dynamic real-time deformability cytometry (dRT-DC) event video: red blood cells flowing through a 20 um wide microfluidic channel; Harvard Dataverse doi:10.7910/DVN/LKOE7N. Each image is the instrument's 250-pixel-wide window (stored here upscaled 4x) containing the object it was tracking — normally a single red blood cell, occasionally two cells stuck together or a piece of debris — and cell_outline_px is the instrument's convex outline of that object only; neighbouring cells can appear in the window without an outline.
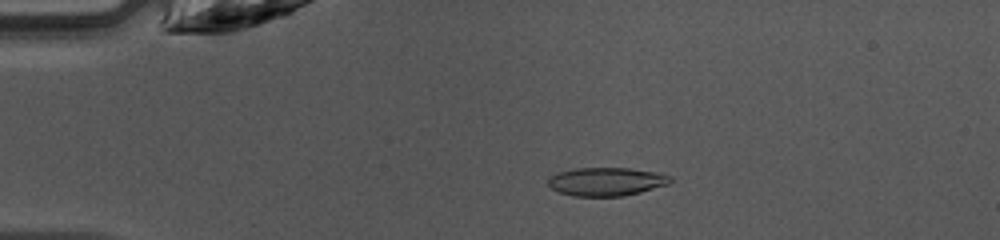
{"species": "common noctule bat (a hibernating species)", "species_latin": "Nyctalus noctula", "temperature_condition": "warm", "stored_images_in_passage": 47, "camera_frame_rate_fps": 3000, "um_per_image_px": 0.085, "animal": {"sex": "female", "body_mass_g": 10.0, "forearm_length_mm": 53.1}, "frame": {"image": 1, "passage_image": 10, "time_ms": 3.0, "image_size_px": [1000, 240], "cell_outline_px": [[672, 180], [668, 184], [640, 192], [624, 196], [572, 196], [560, 192], [552, 188], [548, 184], [548, 180], [552, 176], [560, 172], [576, 168], [628, 168], [656, 172], [672, 176]], "centroid_in_image_um": [51.57, 15.44], "position_along_channel_um": 33.4, "area_um2": 20.06}}
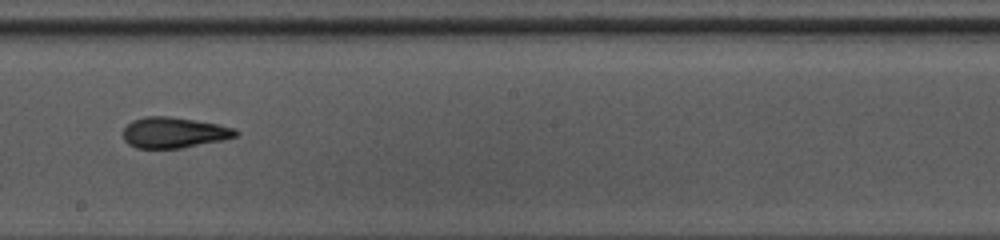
{"frame": {"image": 2, "passage_image": 27, "time_ms": 8.667, "image_size_px": [1000, 240], "cell_outline_px": [[240, 132], [236, 136], [224, 140], [180, 148], [136, 148], [128, 144], [124, 140], [124, 128], [132, 120], [144, 116], [168, 116], [216, 124], [236, 128]], "centroid_in_image_um": [14.78, 11.27], "position_along_channel_um": 233.4, "area_um2": 20.11}}
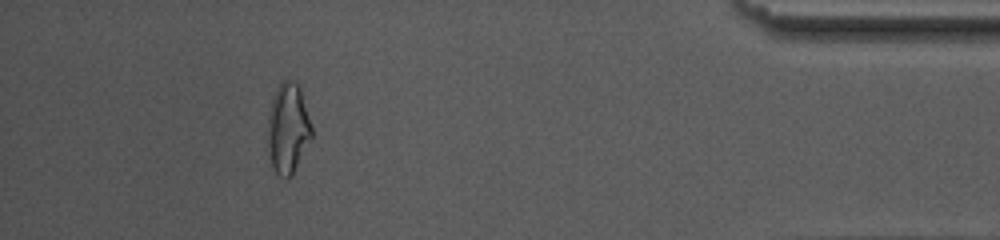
{"frame": {"image": 3, "passage_image": 43, "time_ms": 14.0, "image_size_px": [1000, 240], "cell_outline_px": [[312, 140], [292, 176], [280, 176], [276, 172], [272, 164], [268, 144], [268, 116], [272, 96], [276, 88], [284, 80], [292, 80], [300, 88], [312, 128]], "centroid_in_image_um": [24.49, 10.91], "position_along_channel_um": 410.7, "area_um2": 23.0}, "authors_computed_cell_mechanics": {"area_um2": 20.4612, "velocity_mm_per_s": 4.2365, "shape_relaxation_time_tau1_ms": 9.1356, "shape_relaxation_time_tau2_ms": 2.7813, "deformation_change_tau1": 0.2408, "deformation_change_tau2": 0.1084}}